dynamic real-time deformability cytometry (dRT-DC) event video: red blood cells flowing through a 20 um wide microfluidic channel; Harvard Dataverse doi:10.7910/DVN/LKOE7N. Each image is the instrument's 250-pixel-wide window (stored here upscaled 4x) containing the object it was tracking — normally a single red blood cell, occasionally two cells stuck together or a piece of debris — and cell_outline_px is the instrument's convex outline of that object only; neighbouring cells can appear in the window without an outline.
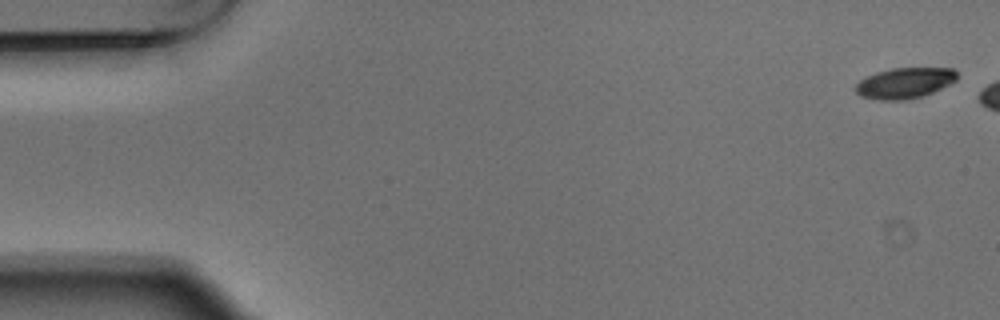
{"species": "Egyptian fruit bat (a non-hibernating species)", "species_latin": "Rousettus aegyptiacus", "temperature_condition": "warm", "stored_images_in_passage": 3, "camera_frame_rate_fps": 3000, "um_per_image_px": 0.085, "animal": {"sex": "male"}, "frame": {"image": 1, "passage_image": 1, "time_ms": 0.0, "image_size_px": [1000, 320], "cell_outline_px": [[956, 80], [932, 92], [920, 96], [904, 100], [880, 100], [860, 96], [852, 88], [860, 80], [876, 72], [892, 68], [952, 68], [956, 72]], "centroid_in_image_um": [76.84, 7.05], "position_along_channel_um": 8.2, "area_um2": 17.98}}